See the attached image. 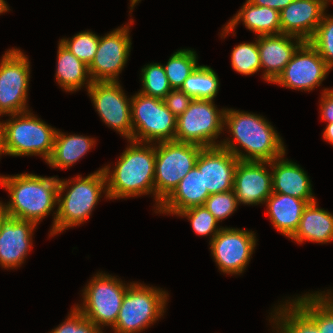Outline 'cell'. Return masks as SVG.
<instances>
[{
  "mask_svg": "<svg viewBox=\"0 0 333 333\" xmlns=\"http://www.w3.org/2000/svg\"><path fill=\"white\" fill-rule=\"evenodd\" d=\"M292 39H296V42ZM303 42L298 37L283 33L258 36L261 68H265L263 79L273 83Z\"/></svg>",
  "mask_w": 333,
  "mask_h": 333,
  "instance_id": "ffe728a7",
  "label": "cell"
},
{
  "mask_svg": "<svg viewBox=\"0 0 333 333\" xmlns=\"http://www.w3.org/2000/svg\"><path fill=\"white\" fill-rule=\"evenodd\" d=\"M229 21L224 26L221 37L225 38L228 33L234 31L239 21H243L244 26L258 36L281 34L280 12L266 6L253 5L248 0Z\"/></svg>",
  "mask_w": 333,
  "mask_h": 333,
  "instance_id": "603a6c76",
  "label": "cell"
},
{
  "mask_svg": "<svg viewBox=\"0 0 333 333\" xmlns=\"http://www.w3.org/2000/svg\"><path fill=\"white\" fill-rule=\"evenodd\" d=\"M219 79L215 71L199 65L184 81L180 90L192 99L214 100L219 90Z\"/></svg>",
  "mask_w": 333,
  "mask_h": 333,
  "instance_id": "f546056e",
  "label": "cell"
},
{
  "mask_svg": "<svg viewBox=\"0 0 333 333\" xmlns=\"http://www.w3.org/2000/svg\"><path fill=\"white\" fill-rule=\"evenodd\" d=\"M132 141L141 143L175 140L177 117L163 99L138 92L131 97ZM157 140V141H156Z\"/></svg>",
  "mask_w": 333,
  "mask_h": 333,
  "instance_id": "ba28073f",
  "label": "cell"
},
{
  "mask_svg": "<svg viewBox=\"0 0 333 333\" xmlns=\"http://www.w3.org/2000/svg\"><path fill=\"white\" fill-rule=\"evenodd\" d=\"M142 90L140 93L146 96L164 99L172 90L167 79L163 65L159 63H150L142 68Z\"/></svg>",
  "mask_w": 333,
  "mask_h": 333,
  "instance_id": "1f68e13d",
  "label": "cell"
},
{
  "mask_svg": "<svg viewBox=\"0 0 333 333\" xmlns=\"http://www.w3.org/2000/svg\"><path fill=\"white\" fill-rule=\"evenodd\" d=\"M196 52L181 49L174 52L166 65H163L172 89H180L187 77L199 66Z\"/></svg>",
  "mask_w": 333,
  "mask_h": 333,
  "instance_id": "4dcf8cb0",
  "label": "cell"
},
{
  "mask_svg": "<svg viewBox=\"0 0 333 333\" xmlns=\"http://www.w3.org/2000/svg\"><path fill=\"white\" fill-rule=\"evenodd\" d=\"M1 154H5V147H4V126L3 122L0 121V156Z\"/></svg>",
  "mask_w": 333,
  "mask_h": 333,
  "instance_id": "7bdbcfd3",
  "label": "cell"
},
{
  "mask_svg": "<svg viewBox=\"0 0 333 333\" xmlns=\"http://www.w3.org/2000/svg\"><path fill=\"white\" fill-rule=\"evenodd\" d=\"M3 122L6 155H41L47 160L53 152L56 129L32 115L30 111L10 115Z\"/></svg>",
  "mask_w": 333,
  "mask_h": 333,
  "instance_id": "5b68a950",
  "label": "cell"
},
{
  "mask_svg": "<svg viewBox=\"0 0 333 333\" xmlns=\"http://www.w3.org/2000/svg\"><path fill=\"white\" fill-rule=\"evenodd\" d=\"M0 185L7 189L10 201L7 215L21 220L38 222L44 219L58 202L59 178L22 173L0 176Z\"/></svg>",
  "mask_w": 333,
  "mask_h": 333,
  "instance_id": "3957f363",
  "label": "cell"
},
{
  "mask_svg": "<svg viewBox=\"0 0 333 333\" xmlns=\"http://www.w3.org/2000/svg\"><path fill=\"white\" fill-rule=\"evenodd\" d=\"M256 242L252 231L222 227L210 242L211 254L221 272L240 274L249 264Z\"/></svg>",
  "mask_w": 333,
  "mask_h": 333,
  "instance_id": "4fadbf2b",
  "label": "cell"
},
{
  "mask_svg": "<svg viewBox=\"0 0 333 333\" xmlns=\"http://www.w3.org/2000/svg\"><path fill=\"white\" fill-rule=\"evenodd\" d=\"M209 196L208 190L204 189L203 172L195 166L181 179L156 212L177 216L179 212L187 208L203 205Z\"/></svg>",
  "mask_w": 333,
  "mask_h": 333,
  "instance_id": "7402d4cb",
  "label": "cell"
},
{
  "mask_svg": "<svg viewBox=\"0 0 333 333\" xmlns=\"http://www.w3.org/2000/svg\"><path fill=\"white\" fill-rule=\"evenodd\" d=\"M224 126L232 133L233 140H223L219 143L229 150L239 160L268 161L285 155L284 142L274 127L260 115L239 110L226 109ZM232 140V141H231ZM235 142V143H234ZM239 144L247 154L236 147Z\"/></svg>",
  "mask_w": 333,
  "mask_h": 333,
  "instance_id": "6da1fadb",
  "label": "cell"
},
{
  "mask_svg": "<svg viewBox=\"0 0 333 333\" xmlns=\"http://www.w3.org/2000/svg\"><path fill=\"white\" fill-rule=\"evenodd\" d=\"M163 100L171 113L178 118L193 99L180 89H172Z\"/></svg>",
  "mask_w": 333,
  "mask_h": 333,
  "instance_id": "f35d334b",
  "label": "cell"
},
{
  "mask_svg": "<svg viewBox=\"0 0 333 333\" xmlns=\"http://www.w3.org/2000/svg\"><path fill=\"white\" fill-rule=\"evenodd\" d=\"M67 188V193L62 197ZM103 191L108 198L106 177L102 168L85 178L78 175L71 181L59 180L58 209L53 213L55 215L50 236L85 222L91 216Z\"/></svg>",
  "mask_w": 333,
  "mask_h": 333,
  "instance_id": "277c9868",
  "label": "cell"
},
{
  "mask_svg": "<svg viewBox=\"0 0 333 333\" xmlns=\"http://www.w3.org/2000/svg\"><path fill=\"white\" fill-rule=\"evenodd\" d=\"M268 161L239 160L234 174L233 190L238 204L257 205L266 202L272 192V173Z\"/></svg>",
  "mask_w": 333,
  "mask_h": 333,
  "instance_id": "e0dca14e",
  "label": "cell"
},
{
  "mask_svg": "<svg viewBox=\"0 0 333 333\" xmlns=\"http://www.w3.org/2000/svg\"><path fill=\"white\" fill-rule=\"evenodd\" d=\"M36 224L6 215L0 222V265L3 268L19 267L32 247Z\"/></svg>",
  "mask_w": 333,
  "mask_h": 333,
  "instance_id": "ac0fdd59",
  "label": "cell"
},
{
  "mask_svg": "<svg viewBox=\"0 0 333 333\" xmlns=\"http://www.w3.org/2000/svg\"><path fill=\"white\" fill-rule=\"evenodd\" d=\"M323 137L326 141L333 144V123H328L324 132Z\"/></svg>",
  "mask_w": 333,
  "mask_h": 333,
  "instance_id": "b9f144b4",
  "label": "cell"
},
{
  "mask_svg": "<svg viewBox=\"0 0 333 333\" xmlns=\"http://www.w3.org/2000/svg\"><path fill=\"white\" fill-rule=\"evenodd\" d=\"M330 0H293L280 11L281 33L309 41Z\"/></svg>",
  "mask_w": 333,
  "mask_h": 333,
  "instance_id": "d6986e66",
  "label": "cell"
},
{
  "mask_svg": "<svg viewBox=\"0 0 333 333\" xmlns=\"http://www.w3.org/2000/svg\"><path fill=\"white\" fill-rule=\"evenodd\" d=\"M30 64L20 49H9L0 61V116L27 110Z\"/></svg>",
  "mask_w": 333,
  "mask_h": 333,
  "instance_id": "8fae6325",
  "label": "cell"
},
{
  "mask_svg": "<svg viewBox=\"0 0 333 333\" xmlns=\"http://www.w3.org/2000/svg\"><path fill=\"white\" fill-rule=\"evenodd\" d=\"M218 222L230 216L236 211L238 204L234 190L211 194L203 204Z\"/></svg>",
  "mask_w": 333,
  "mask_h": 333,
  "instance_id": "8d00e7d4",
  "label": "cell"
},
{
  "mask_svg": "<svg viewBox=\"0 0 333 333\" xmlns=\"http://www.w3.org/2000/svg\"><path fill=\"white\" fill-rule=\"evenodd\" d=\"M256 6H266L279 12L287 7L293 0H248Z\"/></svg>",
  "mask_w": 333,
  "mask_h": 333,
  "instance_id": "60d3db41",
  "label": "cell"
},
{
  "mask_svg": "<svg viewBox=\"0 0 333 333\" xmlns=\"http://www.w3.org/2000/svg\"><path fill=\"white\" fill-rule=\"evenodd\" d=\"M130 1H131V3H130L131 9L130 10L132 11V9L135 6V4L139 3L138 1H140V0H130Z\"/></svg>",
  "mask_w": 333,
  "mask_h": 333,
  "instance_id": "bcb514c9",
  "label": "cell"
},
{
  "mask_svg": "<svg viewBox=\"0 0 333 333\" xmlns=\"http://www.w3.org/2000/svg\"><path fill=\"white\" fill-rule=\"evenodd\" d=\"M128 287L120 279L100 272L84 288L82 306L75 307L98 328L113 327Z\"/></svg>",
  "mask_w": 333,
  "mask_h": 333,
  "instance_id": "9c48e42d",
  "label": "cell"
},
{
  "mask_svg": "<svg viewBox=\"0 0 333 333\" xmlns=\"http://www.w3.org/2000/svg\"><path fill=\"white\" fill-rule=\"evenodd\" d=\"M168 293L166 291L130 283L123 298L114 333H138L163 316Z\"/></svg>",
  "mask_w": 333,
  "mask_h": 333,
  "instance_id": "52a82bcc",
  "label": "cell"
},
{
  "mask_svg": "<svg viewBox=\"0 0 333 333\" xmlns=\"http://www.w3.org/2000/svg\"><path fill=\"white\" fill-rule=\"evenodd\" d=\"M50 333H103L100 328L94 325L89 319L85 318L83 314L73 307L70 315L65 322Z\"/></svg>",
  "mask_w": 333,
  "mask_h": 333,
  "instance_id": "74e56055",
  "label": "cell"
},
{
  "mask_svg": "<svg viewBox=\"0 0 333 333\" xmlns=\"http://www.w3.org/2000/svg\"><path fill=\"white\" fill-rule=\"evenodd\" d=\"M130 146L121 154L113 173L110 166L102 169L106 177L109 199L155 195V146L129 140ZM147 145V146H145Z\"/></svg>",
  "mask_w": 333,
  "mask_h": 333,
  "instance_id": "7a4b0ae2",
  "label": "cell"
},
{
  "mask_svg": "<svg viewBox=\"0 0 333 333\" xmlns=\"http://www.w3.org/2000/svg\"><path fill=\"white\" fill-rule=\"evenodd\" d=\"M129 26L117 28L100 37L97 52L88 66L93 82L118 81V75L128 61L131 49Z\"/></svg>",
  "mask_w": 333,
  "mask_h": 333,
  "instance_id": "5bb4252c",
  "label": "cell"
},
{
  "mask_svg": "<svg viewBox=\"0 0 333 333\" xmlns=\"http://www.w3.org/2000/svg\"><path fill=\"white\" fill-rule=\"evenodd\" d=\"M330 70L318 51L308 41H304L273 83L311 91L321 85Z\"/></svg>",
  "mask_w": 333,
  "mask_h": 333,
  "instance_id": "9a60e30c",
  "label": "cell"
},
{
  "mask_svg": "<svg viewBox=\"0 0 333 333\" xmlns=\"http://www.w3.org/2000/svg\"><path fill=\"white\" fill-rule=\"evenodd\" d=\"M157 143L154 171L156 210L178 186L181 179L196 166L198 155L203 148L175 140Z\"/></svg>",
  "mask_w": 333,
  "mask_h": 333,
  "instance_id": "8992f818",
  "label": "cell"
},
{
  "mask_svg": "<svg viewBox=\"0 0 333 333\" xmlns=\"http://www.w3.org/2000/svg\"><path fill=\"white\" fill-rule=\"evenodd\" d=\"M95 140L88 136L65 135L56 130L53 152L46 163L53 168L66 169L79 161L81 157L92 149Z\"/></svg>",
  "mask_w": 333,
  "mask_h": 333,
  "instance_id": "484cf974",
  "label": "cell"
},
{
  "mask_svg": "<svg viewBox=\"0 0 333 333\" xmlns=\"http://www.w3.org/2000/svg\"><path fill=\"white\" fill-rule=\"evenodd\" d=\"M321 117L327 123H333V89H324L321 96Z\"/></svg>",
  "mask_w": 333,
  "mask_h": 333,
  "instance_id": "ab89813d",
  "label": "cell"
},
{
  "mask_svg": "<svg viewBox=\"0 0 333 333\" xmlns=\"http://www.w3.org/2000/svg\"><path fill=\"white\" fill-rule=\"evenodd\" d=\"M225 110H218L213 100L193 99L177 118L175 141L201 147L219 146L214 140L223 131Z\"/></svg>",
  "mask_w": 333,
  "mask_h": 333,
  "instance_id": "30bf717a",
  "label": "cell"
},
{
  "mask_svg": "<svg viewBox=\"0 0 333 333\" xmlns=\"http://www.w3.org/2000/svg\"><path fill=\"white\" fill-rule=\"evenodd\" d=\"M87 91L102 121L131 140V98H127L119 81L92 82Z\"/></svg>",
  "mask_w": 333,
  "mask_h": 333,
  "instance_id": "7c38bea8",
  "label": "cell"
},
{
  "mask_svg": "<svg viewBox=\"0 0 333 333\" xmlns=\"http://www.w3.org/2000/svg\"><path fill=\"white\" fill-rule=\"evenodd\" d=\"M7 215L6 213V203L3 204L0 202V222Z\"/></svg>",
  "mask_w": 333,
  "mask_h": 333,
  "instance_id": "ee69618b",
  "label": "cell"
},
{
  "mask_svg": "<svg viewBox=\"0 0 333 333\" xmlns=\"http://www.w3.org/2000/svg\"><path fill=\"white\" fill-rule=\"evenodd\" d=\"M271 316L279 333H320L317 325L292 301L279 305Z\"/></svg>",
  "mask_w": 333,
  "mask_h": 333,
  "instance_id": "f1b7e54d",
  "label": "cell"
},
{
  "mask_svg": "<svg viewBox=\"0 0 333 333\" xmlns=\"http://www.w3.org/2000/svg\"><path fill=\"white\" fill-rule=\"evenodd\" d=\"M283 156L275 158L269 165L272 168V192L315 202L307 173L296 163L283 159Z\"/></svg>",
  "mask_w": 333,
  "mask_h": 333,
  "instance_id": "44dd1931",
  "label": "cell"
},
{
  "mask_svg": "<svg viewBox=\"0 0 333 333\" xmlns=\"http://www.w3.org/2000/svg\"><path fill=\"white\" fill-rule=\"evenodd\" d=\"M178 216L187 217L190 220L194 232L200 236L212 235L211 240L222 229L217 227L219 223L210 211L204 206H193L177 214Z\"/></svg>",
  "mask_w": 333,
  "mask_h": 333,
  "instance_id": "d590c367",
  "label": "cell"
},
{
  "mask_svg": "<svg viewBox=\"0 0 333 333\" xmlns=\"http://www.w3.org/2000/svg\"><path fill=\"white\" fill-rule=\"evenodd\" d=\"M298 243L311 241L327 243L333 241V215L317 206V202L308 203L302 213L299 227L290 238Z\"/></svg>",
  "mask_w": 333,
  "mask_h": 333,
  "instance_id": "d4e9b609",
  "label": "cell"
},
{
  "mask_svg": "<svg viewBox=\"0 0 333 333\" xmlns=\"http://www.w3.org/2000/svg\"><path fill=\"white\" fill-rule=\"evenodd\" d=\"M231 65L235 71L243 75L257 73L261 69L258 50V36L255 43H241L231 53Z\"/></svg>",
  "mask_w": 333,
  "mask_h": 333,
  "instance_id": "d6a6232c",
  "label": "cell"
},
{
  "mask_svg": "<svg viewBox=\"0 0 333 333\" xmlns=\"http://www.w3.org/2000/svg\"><path fill=\"white\" fill-rule=\"evenodd\" d=\"M327 294H306L292 300L317 325L320 333H333V296L329 291Z\"/></svg>",
  "mask_w": 333,
  "mask_h": 333,
  "instance_id": "83f0119b",
  "label": "cell"
},
{
  "mask_svg": "<svg viewBox=\"0 0 333 333\" xmlns=\"http://www.w3.org/2000/svg\"><path fill=\"white\" fill-rule=\"evenodd\" d=\"M310 203L281 193H272L266 199L267 211L274 228L291 238L297 231L303 210Z\"/></svg>",
  "mask_w": 333,
  "mask_h": 333,
  "instance_id": "cb8c5ba5",
  "label": "cell"
},
{
  "mask_svg": "<svg viewBox=\"0 0 333 333\" xmlns=\"http://www.w3.org/2000/svg\"><path fill=\"white\" fill-rule=\"evenodd\" d=\"M57 53L55 76L60 87H63L65 91L73 92L76 90L78 91L87 83L86 88L88 89L93 82L89 75L88 65L79 60L60 42Z\"/></svg>",
  "mask_w": 333,
  "mask_h": 333,
  "instance_id": "4316f807",
  "label": "cell"
},
{
  "mask_svg": "<svg viewBox=\"0 0 333 333\" xmlns=\"http://www.w3.org/2000/svg\"><path fill=\"white\" fill-rule=\"evenodd\" d=\"M9 6L6 4L5 0H0V14L7 12Z\"/></svg>",
  "mask_w": 333,
  "mask_h": 333,
  "instance_id": "f6af8a7d",
  "label": "cell"
},
{
  "mask_svg": "<svg viewBox=\"0 0 333 333\" xmlns=\"http://www.w3.org/2000/svg\"><path fill=\"white\" fill-rule=\"evenodd\" d=\"M238 161L233 153L221 146L203 147L196 167L203 172L204 189L210 195L233 190Z\"/></svg>",
  "mask_w": 333,
  "mask_h": 333,
  "instance_id": "2e32d148",
  "label": "cell"
},
{
  "mask_svg": "<svg viewBox=\"0 0 333 333\" xmlns=\"http://www.w3.org/2000/svg\"><path fill=\"white\" fill-rule=\"evenodd\" d=\"M59 42L89 66L97 52L99 36L93 32L84 31L74 35L70 40L63 38Z\"/></svg>",
  "mask_w": 333,
  "mask_h": 333,
  "instance_id": "836d02e7",
  "label": "cell"
},
{
  "mask_svg": "<svg viewBox=\"0 0 333 333\" xmlns=\"http://www.w3.org/2000/svg\"><path fill=\"white\" fill-rule=\"evenodd\" d=\"M328 16V17H327ZM323 15L315 33L308 41L325 60L327 65L333 68V16Z\"/></svg>",
  "mask_w": 333,
  "mask_h": 333,
  "instance_id": "e575fe53",
  "label": "cell"
}]
</instances>
